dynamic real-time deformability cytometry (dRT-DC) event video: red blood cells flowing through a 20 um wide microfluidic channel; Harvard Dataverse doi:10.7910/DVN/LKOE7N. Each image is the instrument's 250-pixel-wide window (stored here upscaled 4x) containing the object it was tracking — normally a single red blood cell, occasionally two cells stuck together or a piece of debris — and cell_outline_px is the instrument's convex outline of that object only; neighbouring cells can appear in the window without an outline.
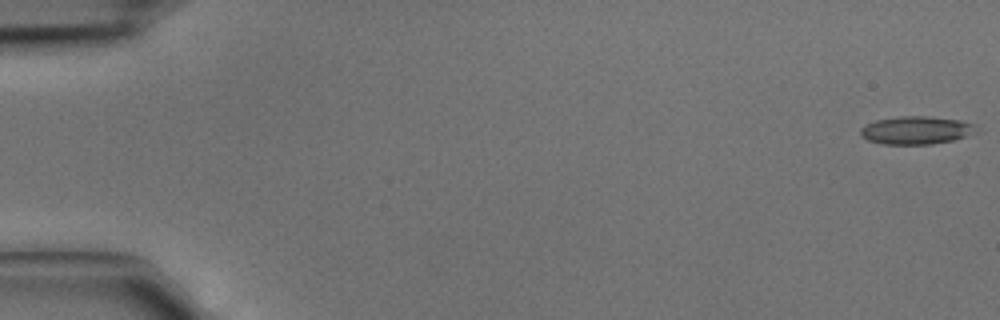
{"species": "common noctule bat (a hibernating species)", "species_latin": "Nyctalus noctula", "temperature_condition": "cold", "stored_images_in_passage": 5, "camera_frame_rate_fps": 3000, "um_per_image_px": 0.085, "animal": {"sex": "male", "body_mass_g": 15.6}, "frame": {"image": 1, "passage_image": 1, "time_ms": 0.0, "image_size_px": [1000, 320], "cell_outline_px": [[976, 132], [952, 140], [932, 144], [884, 144], [868, 140], [860, 136], [860, 128], [864, 124], [876, 120], [900, 116], [928, 116], [960, 120], [976, 124]], "centroid_in_image_um": [77.84, 11.06], "position_along_channel_um": 7.2, "area_um2": 18.9}}
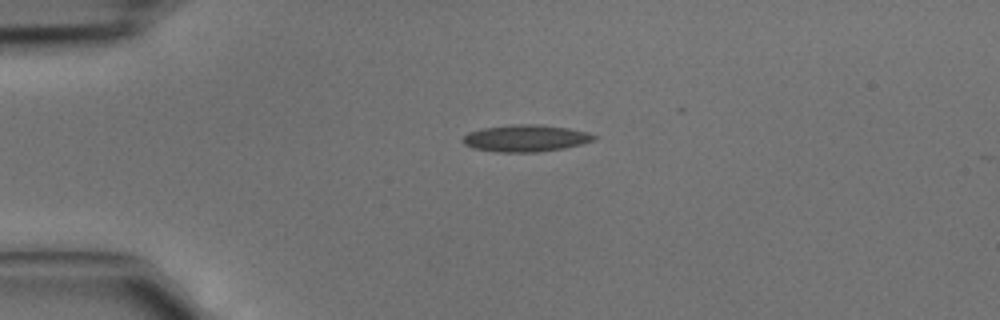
{"frame": {"image": 2, "passage_image": 4, "time_ms": 1.0, "image_size_px": [1000, 320], "cell_outline_px": [[596, 140], [564, 148], [540, 152], [496, 152], [472, 148], [464, 144], [460, 140], [468, 132], [484, 128], [512, 124], [536, 124], [568, 128], [588, 132], [596, 136]], "centroid_in_image_um": [44.66, 11.75], "position_along_channel_um": 40.3, "area_um2": 20.63}}
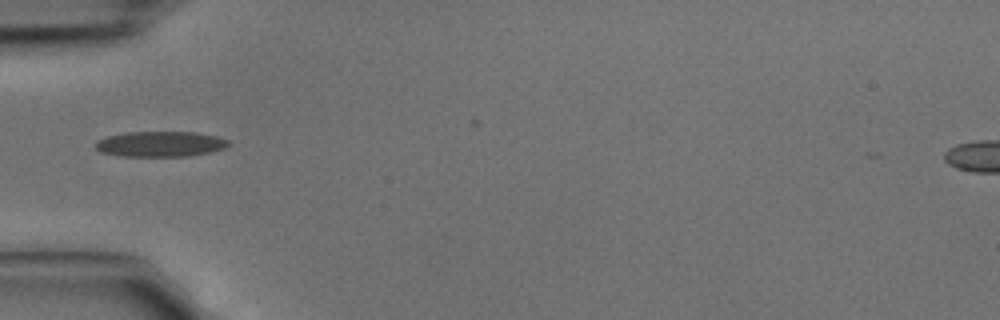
{"frame": {"image": 3, "passage_image": 5, "time_ms": 1.333, "image_size_px": [1000, 320], "cell_outline_px": [[232, 144], [228, 148], [188, 156], [120, 156], [100, 152], [96, 148], [96, 140], [108, 136], [128, 132], [196, 132], [216, 136], [228, 140]], "centroid_in_image_um": [13.66, 12.24], "position_along_channel_um": 71.3, "area_um2": 19.77}}